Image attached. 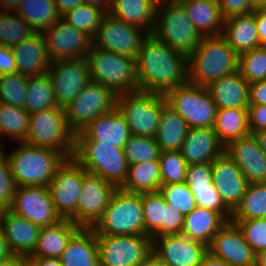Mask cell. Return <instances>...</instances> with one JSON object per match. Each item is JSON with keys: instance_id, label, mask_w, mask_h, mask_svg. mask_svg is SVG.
I'll return each mask as SVG.
<instances>
[{"instance_id": "obj_1", "label": "cell", "mask_w": 266, "mask_h": 266, "mask_svg": "<svg viewBox=\"0 0 266 266\" xmlns=\"http://www.w3.org/2000/svg\"><path fill=\"white\" fill-rule=\"evenodd\" d=\"M187 65L185 54L148 35L136 58L139 91L165 95L186 84Z\"/></svg>"}, {"instance_id": "obj_2", "label": "cell", "mask_w": 266, "mask_h": 266, "mask_svg": "<svg viewBox=\"0 0 266 266\" xmlns=\"http://www.w3.org/2000/svg\"><path fill=\"white\" fill-rule=\"evenodd\" d=\"M188 82L207 87L210 83L238 71L239 55L222 35L202 37L187 57Z\"/></svg>"}, {"instance_id": "obj_3", "label": "cell", "mask_w": 266, "mask_h": 266, "mask_svg": "<svg viewBox=\"0 0 266 266\" xmlns=\"http://www.w3.org/2000/svg\"><path fill=\"white\" fill-rule=\"evenodd\" d=\"M5 155L8 158L16 187H48L57 169L66 160L57 151L26 142H18V146Z\"/></svg>"}, {"instance_id": "obj_4", "label": "cell", "mask_w": 266, "mask_h": 266, "mask_svg": "<svg viewBox=\"0 0 266 266\" xmlns=\"http://www.w3.org/2000/svg\"><path fill=\"white\" fill-rule=\"evenodd\" d=\"M151 35L187 57L202 38L179 0H158Z\"/></svg>"}, {"instance_id": "obj_5", "label": "cell", "mask_w": 266, "mask_h": 266, "mask_svg": "<svg viewBox=\"0 0 266 266\" xmlns=\"http://www.w3.org/2000/svg\"><path fill=\"white\" fill-rule=\"evenodd\" d=\"M86 60L91 80L109 88L116 96L139 91L135 58L92 45Z\"/></svg>"}, {"instance_id": "obj_6", "label": "cell", "mask_w": 266, "mask_h": 266, "mask_svg": "<svg viewBox=\"0 0 266 266\" xmlns=\"http://www.w3.org/2000/svg\"><path fill=\"white\" fill-rule=\"evenodd\" d=\"M92 229L96 235H145L141 194L117 188Z\"/></svg>"}, {"instance_id": "obj_7", "label": "cell", "mask_w": 266, "mask_h": 266, "mask_svg": "<svg viewBox=\"0 0 266 266\" xmlns=\"http://www.w3.org/2000/svg\"><path fill=\"white\" fill-rule=\"evenodd\" d=\"M73 158L88 172L120 188L126 181L128 163L124 148L97 145L91 139H75Z\"/></svg>"}, {"instance_id": "obj_8", "label": "cell", "mask_w": 266, "mask_h": 266, "mask_svg": "<svg viewBox=\"0 0 266 266\" xmlns=\"http://www.w3.org/2000/svg\"><path fill=\"white\" fill-rule=\"evenodd\" d=\"M75 134L69 129L65 110L60 107L30 114L27 144L52 149L66 159L74 154Z\"/></svg>"}, {"instance_id": "obj_9", "label": "cell", "mask_w": 266, "mask_h": 266, "mask_svg": "<svg viewBox=\"0 0 266 266\" xmlns=\"http://www.w3.org/2000/svg\"><path fill=\"white\" fill-rule=\"evenodd\" d=\"M166 103L163 94L135 91L118 95L116 108L125 117L130 135L155 138Z\"/></svg>"}, {"instance_id": "obj_10", "label": "cell", "mask_w": 266, "mask_h": 266, "mask_svg": "<svg viewBox=\"0 0 266 266\" xmlns=\"http://www.w3.org/2000/svg\"><path fill=\"white\" fill-rule=\"evenodd\" d=\"M167 104L182 116L189 128H213L218 108L206 87L187 82L165 94Z\"/></svg>"}, {"instance_id": "obj_11", "label": "cell", "mask_w": 266, "mask_h": 266, "mask_svg": "<svg viewBox=\"0 0 266 266\" xmlns=\"http://www.w3.org/2000/svg\"><path fill=\"white\" fill-rule=\"evenodd\" d=\"M117 96L102 84L90 81L64 108L69 129L78 133L99 115L116 108Z\"/></svg>"}, {"instance_id": "obj_12", "label": "cell", "mask_w": 266, "mask_h": 266, "mask_svg": "<svg viewBox=\"0 0 266 266\" xmlns=\"http://www.w3.org/2000/svg\"><path fill=\"white\" fill-rule=\"evenodd\" d=\"M100 266H139L152 253L149 235H96Z\"/></svg>"}, {"instance_id": "obj_13", "label": "cell", "mask_w": 266, "mask_h": 266, "mask_svg": "<svg viewBox=\"0 0 266 266\" xmlns=\"http://www.w3.org/2000/svg\"><path fill=\"white\" fill-rule=\"evenodd\" d=\"M147 36L144 30L106 13L92 38V45L136 59Z\"/></svg>"}, {"instance_id": "obj_14", "label": "cell", "mask_w": 266, "mask_h": 266, "mask_svg": "<svg viewBox=\"0 0 266 266\" xmlns=\"http://www.w3.org/2000/svg\"><path fill=\"white\" fill-rule=\"evenodd\" d=\"M116 186L83 168L77 214L71 219L80 228H93L102 218Z\"/></svg>"}, {"instance_id": "obj_15", "label": "cell", "mask_w": 266, "mask_h": 266, "mask_svg": "<svg viewBox=\"0 0 266 266\" xmlns=\"http://www.w3.org/2000/svg\"><path fill=\"white\" fill-rule=\"evenodd\" d=\"M82 184L83 167L73 157L66 159L48 185L54 208L62 219L71 220L77 214Z\"/></svg>"}, {"instance_id": "obj_16", "label": "cell", "mask_w": 266, "mask_h": 266, "mask_svg": "<svg viewBox=\"0 0 266 266\" xmlns=\"http://www.w3.org/2000/svg\"><path fill=\"white\" fill-rule=\"evenodd\" d=\"M47 73L57 105L63 109L92 81L86 58L53 61Z\"/></svg>"}, {"instance_id": "obj_17", "label": "cell", "mask_w": 266, "mask_h": 266, "mask_svg": "<svg viewBox=\"0 0 266 266\" xmlns=\"http://www.w3.org/2000/svg\"><path fill=\"white\" fill-rule=\"evenodd\" d=\"M9 210L41 228L53 225L62 219L54 208L46 186L16 187Z\"/></svg>"}, {"instance_id": "obj_18", "label": "cell", "mask_w": 266, "mask_h": 266, "mask_svg": "<svg viewBox=\"0 0 266 266\" xmlns=\"http://www.w3.org/2000/svg\"><path fill=\"white\" fill-rule=\"evenodd\" d=\"M47 53L51 60L84 59L91 46L92 38L60 19L43 32Z\"/></svg>"}, {"instance_id": "obj_19", "label": "cell", "mask_w": 266, "mask_h": 266, "mask_svg": "<svg viewBox=\"0 0 266 266\" xmlns=\"http://www.w3.org/2000/svg\"><path fill=\"white\" fill-rule=\"evenodd\" d=\"M208 252L230 266H255L256 253L245 240L238 226L229 221L212 238Z\"/></svg>"}, {"instance_id": "obj_20", "label": "cell", "mask_w": 266, "mask_h": 266, "mask_svg": "<svg viewBox=\"0 0 266 266\" xmlns=\"http://www.w3.org/2000/svg\"><path fill=\"white\" fill-rule=\"evenodd\" d=\"M152 251L170 266H197L208 252V246L182 234H174L155 238Z\"/></svg>"}, {"instance_id": "obj_21", "label": "cell", "mask_w": 266, "mask_h": 266, "mask_svg": "<svg viewBox=\"0 0 266 266\" xmlns=\"http://www.w3.org/2000/svg\"><path fill=\"white\" fill-rule=\"evenodd\" d=\"M212 179L225 205L233 212L240 204L249 182L236 163L223 152L212 162Z\"/></svg>"}, {"instance_id": "obj_22", "label": "cell", "mask_w": 266, "mask_h": 266, "mask_svg": "<svg viewBox=\"0 0 266 266\" xmlns=\"http://www.w3.org/2000/svg\"><path fill=\"white\" fill-rule=\"evenodd\" d=\"M224 152L240 168L249 184L266 183V157L254 134L230 142Z\"/></svg>"}, {"instance_id": "obj_23", "label": "cell", "mask_w": 266, "mask_h": 266, "mask_svg": "<svg viewBox=\"0 0 266 266\" xmlns=\"http://www.w3.org/2000/svg\"><path fill=\"white\" fill-rule=\"evenodd\" d=\"M192 192L196 206L220 213L228 222L232 211L225 205L212 179L211 163L190 164L186 169V181Z\"/></svg>"}, {"instance_id": "obj_24", "label": "cell", "mask_w": 266, "mask_h": 266, "mask_svg": "<svg viewBox=\"0 0 266 266\" xmlns=\"http://www.w3.org/2000/svg\"><path fill=\"white\" fill-rule=\"evenodd\" d=\"M129 137L128 124L117 108L99 115L75 134V139H91L97 142V145H113L116 148H124Z\"/></svg>"}, {"instance_id": "obj_25", "label": "cell", "mask_w": 266, "mask_h": 266, "mask_svg": "<svg viewBox=\"0 0 266 266\" xmlns=\"http://www.w3.org/2000/svg\"><path fill=\"white\" fill-rule=\"evenodd\" d=\"M0 225L10 251L26 260L36 247L41 227L10 210L0 211Z\"/></svg>"}, {"instance_id": "obj_26", "label": "cell", "mask_w": 266, "mask_h": 266, "mask_svg": "<svg viewBox=\"0 0 266 266\" xmlns=\"http://www.w3.org/2000/svg\"><path fill=\"white\" fill-rule=\"evenodd\" d=\"M17 73L26 77L42 75L50 67L51 60L42 32H34L12 47Z\"/></svg>"}, {"instance_id": "obj_27", "label": "cell", "mask_w": 266, "mask_h": 266, "mask_svg": "<svg viewBox=\"0 0 266 266\" xmlns=\"http://www.w3.org/2000/svg\"><path fill=\"white\" fill-rule=\"evenodd\" d=\"M214 128H189L180 152L187 165L211 163L224 152Z\"/></svg>"}, {"instance_id": "obj_28", "label": "cell", "mask_w": 266, "mask_h": 266, "mask_svg": "<svg viewBox=\"0 0 266 266\" xmlns=\"http://www.w3.org/2000/svg\"><path fill=\"white\" fill-rule=\"evenodd\" d=\"M249 84L237 71L219 78L206 88L218 109L248 108Z\"/></svg>"}, {"instance_id": "obj_29", "label": "cell", "mask_w": 266, "mask_h": 266, "mask_svg": "<svg viewBox=\"0 0 266 266\" xmlns=\"http://www.w3.org/2000/svg\"><path fill=\"white\" fill-rule=\"evenodd\" d=\"M60 261L63 266H100L95 231L80 228L67 243Z\"/></svg>"}, {"instance_id": "obj_30", "label": "cell", "mask_w": 266, "mask_h": 266, "mask_svg": "<svg viewBox=\"0 0 266 266\" xmlns=\"http://www.w3.org/2000/svg\"><path fill=\"white\" fill-rule=\"evenodd\" d=\"M79 229L70 219H61L53 225L42 227L36 247L29 257L60 258L67 243Z\"/></svg>"}, {"instance_id": "obj_31", "label": "cell", "mask_w": 266, "mask_h": 266, "mask_svg": "<svg viewBox=\"0 0 266 266\" xmlns=\"http://www.w3.org/2000/svg\"><path fill=\"white\" fill-rule=\"evenodd\" d=\"M221 35L238 55L261 46L254 12L224 20Z\"/></svg>"}, {"instance_id": "obj_32", "label": "cell", "mask_w": 266, "mask_h": 266, "mask_svg": "<svg viewBox=\"0 0 266 266\" xmlns=\"http://www.w3.org/2000/svg\"><path fill=\"white\" fill-rule=\"evenodd\" d=\"M227 222L220 213L196 206L184 216L181 234L208 246L212 238Z\"/></svg>"}, {"instance_id": "obj_33", "label": "cell", "mask_w": 266, "mask_h": 266, "mask_svg": "<svg viewBox=\"0 0 266 266\" xmlns=\"http://www.w3.org/2000/svg\"><path fill=\"white\" fill-rule=\"evenodd\" d=\"M158 0H111L109 13L117 19L152 33Z\"/></svg>"}, {"instance_id": "obj_34", "label": "cell", "mask_w": 266, "mask_h": 266, "mask_svg": "<svg viewBox=\"0 0 266 266\" xmlns=\"http://www.w3.org/2000/svg\"><path fill=\"white\" fill-rule=\"evenodd\" d=\"M201 37L222 34L224 18L219 3L204 0H179Z\"/></svg>"}, {"instance_id": "obj_35", "label": "cell", "mask_w": 266, "mask_h": 266, "mask_svg": "<svg viewBox=\"0 0 266 266\" xmlns=\"http://www.w3.org/2000/svg\"><path fill=\"white\" fill-rule=\"evenodd\" d=\"M189 126L167 103L162 107L160 124L155 136L161 151H180Z\"/></svg>"}, {"instance_id": "obj_36", "label": "cell", "mask_w": 266, "mask_h": 266, "mask_svg": "<svg viewBox=\"0 0 266 266\" xmlns=\"http://www.w3.org/2000/svg\"><path fill=\"white\" fill-rule=\"evenodd\" d=\"M213 128L218 140L224 147L230 142L250 134L248 109H218Z\"/></svg>"}, {"instance_id": "obj_37", "label": "cell", "mask_w": 266, "mask_h": 266, "mask_svg": "<svg viewBox=\"0 0 266 266\" xmlns=\"http://www.w3.org/2000/svg\"><path fill=\"white\" fill-rule=\"evenodd\" d=\"M15 13L35 32H43L61 19L54 0H22Z\"/></svg>"}, {"instance_id": "obj_38", "label": "cell", "mask_w": 266, "mask_h": 266, "mask_svg": "<svg viewBox=\"0 0 266 266\" xmlns=\"http://www.w3.org/2000/svg\"><path fill=\"white\" fill-rule=\"evenodd\" d=\"M161 173L159 161H147L128 166L126 181L120 187L131 193H149L159 191Z\"/></svg>"}, {"instance_id": "obj_39", "label": "cell", "mask_w": 266, "mask_h": 266, "mask_svg": "<svg viewBox=\"0 0 266 266\" xmlns=\"http://www.w3.org/2000/svg\"><path fill=\"white\" fill-rule=\"evenodd\" d=\"M58 107L49 74L28 77L25 110L32 114Z\"/></svg>"}, {"instance_id": "obj_40", "label": "cell", "mask_w": 266, "mask_h": 266, "mask_svg": "<svg viewBox=\"0 0 266 266\" xmlns=\"http://www.w3.org/2000/svg\"><path fill=\"white\" fill-rule=\"evenodd\" d=\"M145 235H149L152 241L155 238L165 236V216L167 202L163 195L157 192L141 193Z\"/></svg>"}, {"instance_id": "obj_41", "label": "cell", "mask_w": 266, "mask_h": 266, "mask_svg": "<svg viewBox=\"0 0 266 266\" xmlns=\"http://www.w3.org/2000/svg\"><path fill=\"white\" fill-rule=\"evenodd\" d=\"M29 118L30 113L24 108L0 102V141L8 138L16 143L24 142L28 137Z\"/></svg>"}, {"instance_id": "obj_42", "label": "cell", "mask_w": 266, "mask_h": 266, "mask_svg": "<svg viewBox=\"0 0 266 266\" xmlns=\"http://www.w3.org/2000/svg\"><path fill=\"white\" fill-rule=\"evenodd\" d=\"M266 218V183L249 184L231 220Z\"/></svg>"}, {"instance_id": "obj_43", "label": "cell", "mask_w": 266, "mask_h": 266, "mask_svg": "<svg viewBox=\"0 0 266 266\" xmlns=\"http://www.w3.org/2000/svg\"><path fill=\"white\" fill-rule=\"evenodd\" d=\"M105 14L99 7L82 3L63 14L61 19L93 38Z\"/></svg>"}, {"instance_id": "obj_44", "label": "cell", "mask_w": 266, "mask_h": 266, "mask_svg": "<svg viewBox=\"0 0 266 266\" xmlns=\"http://www.w3.org/2000/svg\"><path fill=\"white\" fill-rule=\"evenodd\" d=\"M34 32L16 13L0 11V45L12 48Z\"/></svg>"}, {"instance_id": "obj_45", "label": "cell", "mask_w": 266, "mask_h": 266, "mask_svg": "<svg viewBox=\"0 0 266 266\" xmlns=\"http://www.w3.org/2000/svg\"><path fill=\"white\" fill-rule=\"evenodd\" d=\"M129 165L147 161H159L161 149L154 137L130 135L124 146Z\"/></svg>"}, {"instance_id": "obj_46", "label": "cell", "mask_w": 266, "mask_h": 266, "mask_svg": "<svg viewBox=\"0 0 266 266\" xmlns=\"http://www.w3.org/2000/svg\"><path fill=\"white\" fill-rule=\"evenodd\" d=\"M28 77L20 73L0 76V102L25 109Z\"/></svg>"}, {"instance_id": "obj_47", "label": "cell", "mask_w": 266, "mask_h": 266, "mask_svg": "<svg viewBox=\"0 0 266 266\" xmlns=\"http://www.w3.org/2000/svg\"><path fill=\"white\" fill-rule=\"evenodd\" d=\"M238 71L249 83L266 80V46L239 55Z\"/></svg>"}, {"instance_id": "obj_48", "label": "cell", "mask_w": 266, "mask_h": 266, "mask_svg": "<svg viewBox=\"0 0 266 266\" xmlns=\"http://www.w3.org/2000/svg\"><path fill=\"white\" fill-rule=\"evenodd\" d=\"M161 185L186 181L187 163L180 151H161L159 157Z\"/></svg>"}, {"instance_id": "obj_49", "label": "cell", "mask_w": 266, "mask_h": 266, "mask_svg": "<svg viewBox=\"0 0 266 266\" xmlns=\"http://www.w3.org/2000/svg\"><path fill=\"white\" fill-rule=\"evenodd\" d=\"M159 192L169 207L178 210L183 216L196 208L195 198L186 182L161 185Z\"/></svg>"}, {"instance_id": "obj_50", "label": "cell", "mask_w": 266, "mask_h": 266, "mask_svg": "<svg viewBox=\"0 0 266 266\" xmlns=\"http://www.w3.org/2000/svg\"><path fill=\"white\" fill-rule=\"evenodd\" d=\"M256 254L266 249V218L231 220Z\"/></svg>"}, {"instance_id": "obj_51", "label": "cell", "mask_w": 266, "mask_h": 266, "mask_svg": "<svg viewBox=\"0 0 266 266\" xmlns=\"http://www.w3.org/2000/svg\"><path fill=\"white\" fill-rule=\"evenodd\" d=\"M16 185L5 152H0V211L12 206Z\"/></svg>"}, {"instance_id": "obj_52", "label": "cell", "mask_w": 266, "mask_h": 266, "mask_svg": "<svg viewBox=\"0 0 266 266\" xmlns=\"http://www.w3.org/2000/svg\"><path fill=\"white\" fill-rule=\"evenodd\" d=\"M219 8L226 20L234 16L253 13L257 7L253 0H220Z\"/></svg>"}, {"instance_id": "obj_53", "label": "cell", "mask_w": 266, "mask_h": 266, "mask_svg": "<svg viewBox=\"0 0 266 266\" xmlns=\"http://www.w3.org/2000/svg\"><path fill=\"white\" fill-rule=\"evenodd\" d=\"M247 109L250 133L266 131V105H248Z\"/></svg>"}, {"instance_id": "obj_54", "label": "cell", "mask_w": 266, "mask_h": 266, "mask_svg": "<svg viewBox=\"0 0 266 266\" xmlns=\"http://www.w3.org/2000/svg\"><path fill=\"white\" fill-rule=\"evenodd\" d=\"M184 216L169 205L166 207L165 216V235L181 234L183 228Z\"/></svg>"}, {"instance_id": "obj_55", "label": "cell", "mask_w": 266, "mask_h": 266, "mask_svg": "<svg viewBox=\"0 0 266 266\" xmlns=\"http://www.w3.org/2000/svg\"><path fill=\"white\" fill-rule=\"evenodd\" d=\"M17 73L16 61L11 47L0 45V76Z\"/></svg>"}, {"instance_id": "obj_56", "label": "cell", "mask_w": 266, "mask_h": 266, "mask_svg": "<svg viewBox=\"0 0 266 266\" xmlns=\"http://www.w3.org/2000/svg\"><path fill=\"white\" fill-rule=\"evenodd\" d=\"M249 105H266V80L249 84Z\"/></svg>"}, {"instance_id": "obj_57", "label": "cell", "mask_w": 266, "mask_h": 266, "mask_svg": "<svg viewBox=\"0 0 266 266\" xmlns=\"http://www.w3.org/2000/svg\"><path fill=\"white\" fill-rule=\"evenodd\" d=\"M254 13L260 44L266 46V7H257Z\"/></svg>"}, {"instance_id": "obj_58", "label": "cell", "mask_w": 266, "mask_h": 266, "mask_svg": "<svg viewBox=\"0 0 266 266\" xmlns=\"http://www.w3.org/2000/svg\"><path fill=\"white\" fill-rule=\"evenodd\" d=\"M26 263L29 266H63L60 258L52 257H28Z\"/></svg>"}, {"instance_id": "obj_59", "label": "cell", "mask_w": 266, "mask_h": 266, "mask_svg": "<svg viewBox=\"0 0 266 266\" xmlns=\"http://www.w3.org/2000/svg\"><path fill=\"white\" fill-rule=\"evenodd\" d=\"M57 5V9L62 16L69 10L74 9L78 5L84 3L83 0H54Z\"/></svg>"}, {"instance_id": "obj_60", "label": "cell", "mask_w": 266, "mask_h": 266, "mask_svg": "<svg viewBox=\"0 0 266 266\" xmlns=\"http://www.w3.org/2000/svg\"><path fill=\"white\" fill-rule=\"evenodd\" d=\"M197 266H230L226 261L207 252L202 261Z\"/></svg>"}, {"instance_id": "obj_61", "label": "cell", "mask_w": 266, "mask_h": 266, "mask_svg": "<svg viewBox=\"0 0 266 266\" xmlns=\"http://www.w3.org/2000/svg\"><path fill=\"white\" fill-rule=\"evenodd\" d=\"M12 256L13 253L10 251L3 229L0 225V261L9 259Z\"/></svg>"}, {"instance_id": "obj_62", "label": "cell", "mask_w": 266, "mask_h": 266, "mask_svg": "<svg viewBox=\"0 0 266 266\" xmlns=\"http://www.w3.org/2000/svg\"><path fill=\"white\" fill-rule=\"evenodd\" d=\"M139 266H170L161 260L153 251Z\"/></svg>"}, {"instance_id": "obj_63", "label": "cell", "mask_w": 266, "mask_h": 266, "mask_svg": "<svg viewBox=\"0 0 266 266\" xmlns=\"http://www.w3.org/2000/svg\"><path fill=\"white\" fill-rule=\"evenodd\" d=\"M22 0H0V10L15 13Z\"/></svg>"}, {"instance_id": "obj_64", "label": "cell", "mask_w": 266, "mask_h": 266, "mask_svg": "<svg viewBox=\"0 0 266 266\" xmlns=\"http://www.w3.org/2000/svg\"><path fill=\"white\" fill-rule=\"evenodd\" d=\"M26 260L20 256L13 255L9 259L0 261V266H23Z\"/></svg>"}, {"instance_id": "obj_65", "label": "cell", "mask_w": 266, "mask_h": 266, "mask_svg": "<svg viewBox=\"0 0 266 266\" xmlns=\"http://www.w3.org/2000/svg\"><path fill=\"white\" fill-rule=\"evenodd\" d=\"M84 3L99 7L109 13L111 0H83Z\"/></svg>"}, {"instance_id": "obj_66", "label": "cell", "mask_w": 266, "mask_h": 266, "mask_svg": "<svg viewBox=\"0 0 266 266\" xmlns=\"http://www.w3.org/2000/svg\"><path fill=\"white\" fill-rule=\"evenodd\" d=\"M253 134L258 140L259 146L266 157V131H257Z\"/></svg>"}, {"instance_id": "obj_67", "label": "cell", "mask_w": 266, "mask_h": 266, "mask_svg": "<svg viewBox=\"0 0 266 266\" xmlns=\"http://www.w3.org/2000/svg\"><path fill=\"white\" fill-rule=\"evenodd\" d=\"M255 266H266V249L262 250L256 255V265Z\"/></svg>"}, {"instance_id": "obj_68", "label": "cell", "mask_w": 266, "mask_h": 266, "mask_svg": "<svg viewBox=\"0 0 266 266\" xmlns=\"http://www.w3.org/2000/svg\"><path fill=\"white\" fill-rule=\"evenodd\" d=\"M256 7H266V0H253Z\"/></svg>"}, {"instance_id": "obj_69", "label": "cell", "mask_w": 266, "mask_h": 266, "mask_svg": "<svg viewBox=\"0 0 266 266\" xmlns=\"http://www.w3.org/2000/svg\"><path fill=\"white\" fill-rule=\"evenodd\" d=\"M3 145H4V142L0 141V152H2V151H6V148H5V150H4Z\"/></svg>"}, {"instance_id": "obj_70", "label": "cell", "mask_w": 266, "mask_h": 266, "mask_svg": "<svg viewBox=\"0 0 266 266\" xmlns=\"http://www.w3.org/2000/svg\"><path fill=\"white\" fill-rule=\"evenodd\" d=\"M204 1H210V2H214V3H219L220 0H204Z\"/></svg>"}]
</instances>
